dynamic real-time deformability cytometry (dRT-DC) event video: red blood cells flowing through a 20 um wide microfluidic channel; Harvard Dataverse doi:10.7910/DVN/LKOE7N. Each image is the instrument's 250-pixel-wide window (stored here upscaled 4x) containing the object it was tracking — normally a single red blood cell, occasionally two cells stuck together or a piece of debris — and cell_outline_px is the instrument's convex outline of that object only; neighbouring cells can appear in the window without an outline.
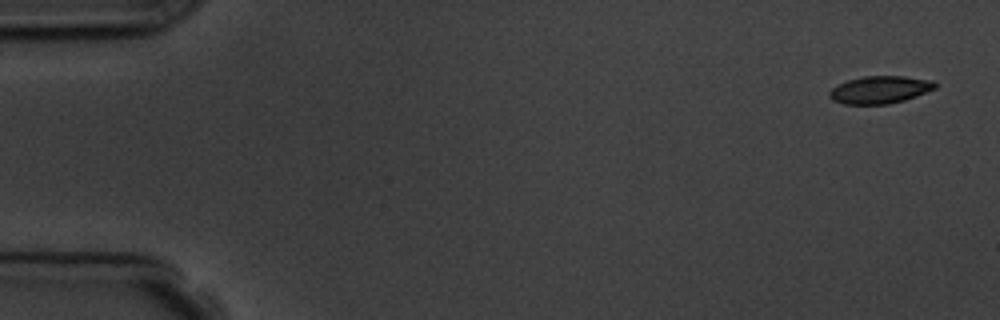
{"species": "common noctule bat (a hibernating species)", "species_latin": "Nyctalus noctula", "temperature_condition": "room temperature", "stored_images_in_passage": 5, "camera_frame_rate_fps": 3000, "um_per_image_px": 0.085, "animal": {"sex": "male", "body_mass_g": 19.5, "forearm_length_mm": 54.6}, "frame": {"image": 1, "passage_image": 1, "time_ms": 0.0, "image_size_px": [1000, 320], "cell_outline_px": [[936, 88], [916, 96], [904, 100], [888, 104], [844, 104], [832, 100], [828, 96], [828, 92], [832, 88], [848, 80], [864, 76], [904, 76], [932, 80], [936, 84]], "centroid_in_image_um": [74.78, 7.63], "position_along_channel_um": 10.2, "area_um2": 16.88}}
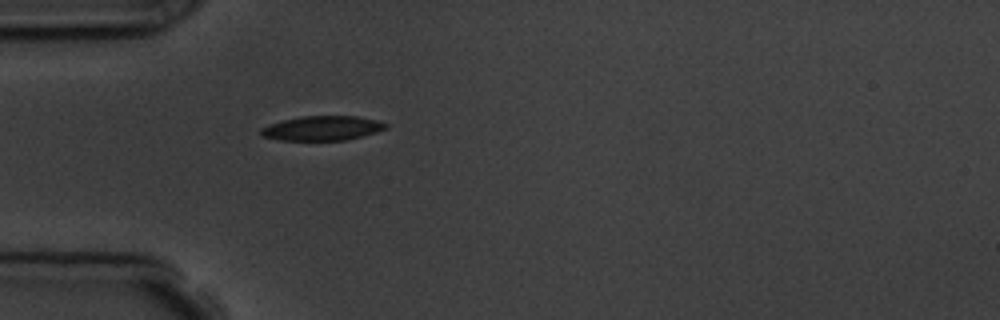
{"frame": {"image": 2, "passage_image": 5, "time_ms": 4.667, "image_size_px": [1000, 320], "cell_outline_px": [[388, 128], [376, 132], [344, 140], [280, 140], [264, 136], [260, 132], [260, 128], [284, 120], [304, 116], [356, 116], [376, 120], [388, 124]], "centroid_in_image_um": [27.42, 10.89], "position_along_channel_um": 57.6, "area_um2": 17.51}}